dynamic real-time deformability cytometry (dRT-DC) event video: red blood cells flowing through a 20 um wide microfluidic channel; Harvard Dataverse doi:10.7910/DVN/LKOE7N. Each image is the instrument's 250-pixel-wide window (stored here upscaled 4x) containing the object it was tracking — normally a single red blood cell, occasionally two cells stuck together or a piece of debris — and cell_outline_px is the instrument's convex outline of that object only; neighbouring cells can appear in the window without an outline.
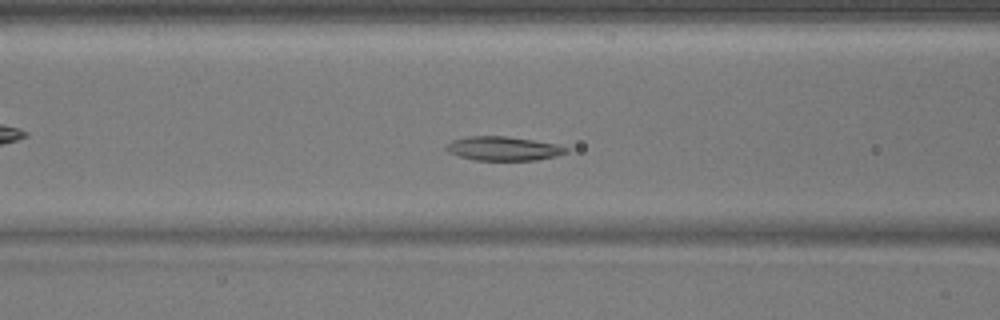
{"species": "common noctule bat (a hibernating species)", "species_latin": "Nyctalus noctula", "temperature_condition": "warm", "stored_images_in_passage": 36, "camera_frame_rate_fps": 3000, "um_per_image_px": 0.085, "animal": {"sex": "male", "body_mass_g": 17.9}, "frame": {"image": 1, "passage_image": 6, "time_ms": 1.667, "image_size_px": [1000, 320], "cell_outline_px": [[568, 152], [556, 156], [536, 160], [476, 160], [460, 156], [448, 152], [444, 148], [452, 140], [468, 136], [504, 136], [532, 140], [556, 144], [568, 148]], "centroid_in_image_um": [42.78, 12.62], "position_along_channel_um": 123.8, "area_um2": 16.65}}
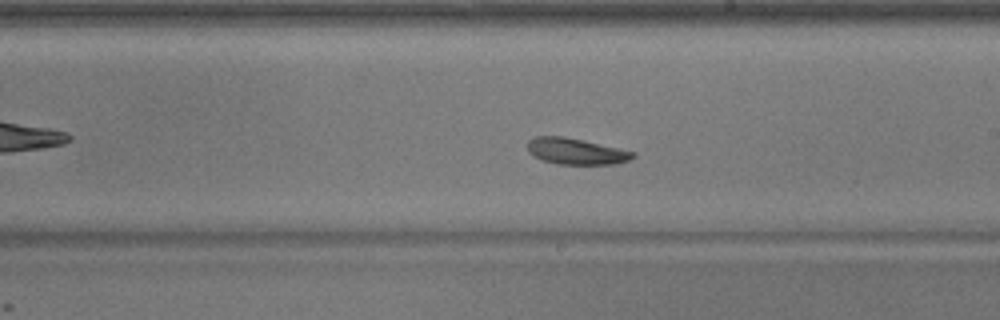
{"frame": {"image": 2, "passage_image": 15, "time_ms": 4.667, "image_size_px": [1000, 320], "cell_outline_px": [[636, 156], [628, 160], [616, 164], [556, 164], [540, 160], [532, 156], [528, 152], [528, 140], [536, 136], [564, 136], [636, 152]], "centroid_in_image_um": [48.92, 12.87], "position_along_channel_um": 240.1, "area_um2": 16.18}}
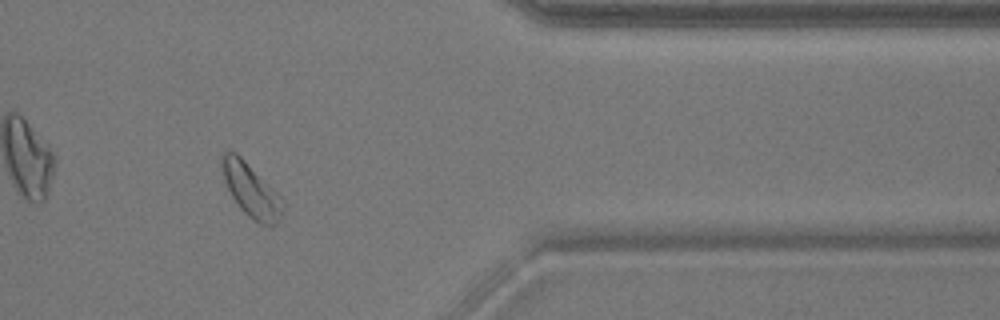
{"frame": {"image": 3, "passage_image": 28, "time_ms": 9.0, "image_size_px": [1000, 320], "cell_outline_px": [[284, 212], [276, 224], [260, 224], [248, 216], [240, 208], [232, 196], [224, 180], [220, 164], [224, 152], [228, 148], [236, 152], [284, 200]], "centroid_in_image_um": [21.33, 16.16], "position_along_channel_um": 390.1, "area_um2": 18.73}}